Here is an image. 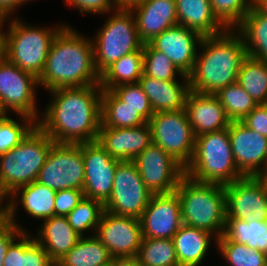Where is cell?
I'll return each instance as SVG.
<instances>
[{
    "label": "cell",
    "mask_w": 267,
    "mask_h": 266,
    "mask_svg": "<svg viewBox=\"0 0 267 266\" xmlns=\"http://www.w3.org/2000/svg\"><path fill=\"white\" fill-rule=\"evenodd\" d=\"M175 192L180 198L182 223L214 234L216 243L226 226L224 186L195 181L184 174Z\"/></svg>",
    "instance_id": "4"
},
{
    "label": "cell",
    "mask_w": 267,
    "mask_h": 266,
    "mask_svg": "<svg viewBox=\"0 0 267 266\" xmlns=\"http://www.w3.org/2000/svg\"><path fill=\"white\" fill-rule=\"evenodd\" d=\"M97 141L111 157L134 160L152 143L151 129L148 122L132 128L99 127Z\"/></svg>",
    "instance_id": "20"
},
{
    "label": "cell",
    "mask_w": 267,
    "mask_h": 266,
    "mask_svg": "<svg viewBox=\"0 0 267 266\" xmlns=\"http://www.w3.org/2000/svg\"><path fill=\"white\" fill-rule=\"evenodd\" d=\"M224 235L230 241L245 244L267 255V220L226 218Z\"/></svg>",
    "instance_id": "32"
},
{
    "label": "cell",
    "mask_w": 267,
    "mask_h": 266,
    "mask_svg": "<svg viewBox=\"0 0 267 266\" xmlns=\"http://www.w3.org/2000/svg\"><path fill=\"white\" fill-rule=\"evenodd\" d=\"M212 233L182 224L172 238L179 266H199L208 253Z\"/></svg>",
    "instance_id": "27"
},
{
    "label": "cell",
    "mask_w": 267,
    "mask_h": 266,
    "mask_svg": "<svg viewBox=\"0 0 267 266\" xmlns=\"http://www.w3.org/2000/svg\"><path fill=\"white\" fill-rule=\"evenodd\" d=\"M264 184L266 190H267V166L261 173L257 176Z\"/></svg>",
    "instance_id": "54"
},
{
    "label": "cell",
    "mask_w": 267,
    "mask_h": 266,
    "mask_svg": "<svg viewBox=\"0 0 267 266\" xmlns=\"http://www.w3.org/2000/svg\"><path fill=\"white\" fill-rule=\"evenodd\" d=\"M29 1H32V0H18V7H20L21 5Z\"/></svg>",
    "instance_id": "55"
},
{
    "label": "cell",
    "mask_w": 267,
    "mask_h": 266,
    "mask_svg": "<svg viewBox=\"0 0 267 266\" xmlns=\"http://www.w3.org/2000/svg\"><path fill=\"white\" fill-rule=\"evenodd\" d=\"M102 91L100 84L50 90L53 101L37 125L56 143L96 141L101 126Z\"/></svg>",
    "instance_id": "1"
},
{
    "label": "cell",
    "mask_w": 267,
    "mask_h": 266,
    "mask_svg": "<svg viewBox=\"0 0 267 266\" xmlns=\"http://www.w3.org/2000/svg\"><path fill=\"white\" fill-rule=\"evenodd\" d=\"M38 78L21 70L6 58L0 59V111L8 114L12 110L17 115L33 118L37 123L36 90ZM38 120V121H37Z\"/></svg>",
    "instance_id": "12"
},
{
    "label": "cell",
    "mask_w": 267,
    "mask_h": 266,
    "mask_svg": "<svg viewBox=\"0 0 267 266\" xmlns=\"http://www.w3.org/2000/svg\"><path fill=\"white\" fill-rule=\"evenodd\" d=\"M147 123L136 109L121 101L111 90L101 94V126L112 128H132Z\"/></svg>",
    "instance_id": "31"
},
{
    "label": "cell",
    "mask_w": 267,
    "mask_h": 266,
    "mask_svg": "<svg viewBox=\"0 0 267 266\" xmlns=\"http://www.w3.org/2000/svg\"><path fill=\"white\" fill-rule=\"evenodd\" d=\"M244 41L247 56L267 61V15L254 6L234 28Z\"/></svg>",
    "instance_id": "28"
},
{
    "label": "cell",
    "mask_w": 267,
    "mask_h": 266,
    "mask_svg": "<svg viewBox=\"0 0 267 266\" xmlns=\"http://www.w3.org/2000/svg\"><path fill=\"white\" fill-rule=\"evenodd\" d=\"M241 122L249 129L267 137V104L257 105Z\"/></svg>",
    "instance_id": "45"
},
{
    "label": "cell",
    "mask_w": 267,
    "mask_h": 266,
    "mask_svg": "<svg viewBox=\"0 0 267 266\" xmlns=\"http://www.w3.org/2000/svg\"><path fill=\"white\" fill-rule=\"evenodd\" d=\"M143 64V73L155 79L176 80V75H180L182 80L185 76L164 53L155 50L149 43L143 44Z\"/></svg>",
    "instance_id": "38"
},
{
    "label": "cell",
    "mask_w": 267,
    "mask_h": 266,
    "mask_svg": "<svg viewBox=\"0 0 267 266\" xmlns=\"http://www.w3.org/2000/svg\"><path fill=\"white\" fill-rule=\"evenodd\" d=\"M148 123L152 143L160 146L185 169L192 159L196 140L185 109L155 112Z\"/></svg>",
    "instance_id": "9"
},
{
    "label": "cell",
    "mask_w": 267,
    "mask_h": 266,
    "mask_svg": "<svg viewBox=\"0 0 267 266\" xmlns=\"http://www.w3.org/2000/svg\"><path fill=\"white\" fill-rule=\"evenodd\" d=\"M91 40L95 67L100 75L118 59L138 51L143 46L134 15L131 10L125 9H115L104 26L98 30L95 39Z\"/></svg>",
    "instance_id": "8"
},
{
    "label": "cell",
    "mask_w": 267,
    "mask_h": 266,
    "mask_svg": "<svg viewBox=\"0 0 267 266\" xmlns=\"http://www.w3.org/2000/svg\"><path fill=\"white\" fill-rule=\"evenodd\" d=\"M237 83L257 105L267 104V61L247 56L242 61Z\"/></svg>",
    "instance_id": "33"
},
{
    "label": "cell",
    "mask_w": 267,
    "mask_h": 266,
    "mask_svg": "<svg viewBox=\"0 0 267 266\" xmlns=\"http://www.w3.org/2000/svg\"><path fill=\"white\" fill-rule=\"evenodd\" d=\"M85 170L82 143L54 142L37 182L55 191L83 189Z\"/></svg>",
    "instance_id": "10"
},
{
    "label": "cell",
    "mask_w": 267,
    "mask_h": 266,
    "mask_svg": "<svg viewBox=\"0 0 267 266\" xmlns=\"http://www.w3.org/2000/svg\"><path fill=\"white\" fill-rule=\"evenodd\" d=\"M185 112L195 137L228 128L231 123L214 94L190 91L185 102Z\"/></svg>",
    "instance_id": "22"
},
{
    "label": "cell",
    "mask_w": 267,
    "mask_h": 266,
    "mask_svg": "<svg viewBox=\"0 0 267 266\" xmlns=\"http://www.w3.org/2000/svg\"><path fill=\"white\" fill-rule=\"evenodd\" d=\"M143 46L131 54L125 55L110 65L100 75V86L103 90H112L124 84L138 83L143 75Z\"/></svg>",
    "instance_id": "29"
},
{
    "label": "cell",
    "mask_w": 267,
    "mask_h": 266,
    "mask_svg": "<svg viewBox=\"0 0 267 266\" xmlns=\"http://www.w3.org/2000/svg\"><path fill=\"white\" fill-rule=\"evenodd\" d=\"M99 82L91 38L65 25L53 38L38 85L50 91Z\"/></svg>",
    "instance_id": "2"
},
{
    "label": "cell",
    "mask_w": 267,
    "mask_h": 266,
    "mask_svg": "<svg viewBox=\"0 0 267 266\" xmlns=\"http://www.w3.org/2000/svg\"><path fill=\"white\" fill-rule=\"evenodd\" d=\"M219 253L230 266H267V255L245 244L230 241L224 234L216 240Z\"/></svg>",
    "instance_id": "36"
},
{
    "label": "cell",
    "mask_w": 267,
    "mask_h": 266,
    "mask_svg": "<svg viewBox=\"0 0 267 266\" xmlns=\"http://www.w3.org/2000/svg\"><path fill=\"white\" fill-rule=\"evenodd\" d=\"M65 26L52 29L29 26L18 18L10 20L6 35L5 58L21 70L39 78L56 34Z\"/></svg>",
    "instance_id": "7"
},
{
    "label": "cell",
    "mask_w": 267,
    "mask_h": 266,
    "mask_svg": "<svg viewBox=\"0 0 267 266\" xmlns=\"http://www.w3.org/2000/svg\"><path fill=\"white\" fill-rule=\"evenodd\" d=\"M20 266H56V264L35 237L23 231V254H21Z\"/></svg>",
    "instance_id": "42"
},
{
    "label": "cell",
    "mask_w": 267,
    "mask_h": 266,
    "mask_svg": "<svg viewBox=\"0 0 267 266\" xmlns=\"http://www.w3.org/2000/svg\"><path fill=\"white\" fill-rule=\"evenodd\" d=\"M104 210L102 202L83 197L66 217L69 225L79 236L84 237V232L89 231V229L94 231L95 235Z\"/></svg>",
    "instance_id": "37"
},
{
    "label": "cell",
    "mask_w": 267,
    "mask_h": 266,
    "mask_svg": "<svg viewBox=\"0 0 267 266\" xmlns=\"http://www.w3.org/2000/svg\"><path fill=\"white\" fill-rule=\"evenodd\" d=\"M67 5L79 9L80 13L103 14L111 13L115 8L112 0H64ZM113 7V8H112ZM112 9V10H111Z\"/></svg>",
    "instance_id": "44"
},
{
    "label": "cell",
    "mask_w": 267,
    "mask_h": 266,
    "mask_svg": "<svg viewBox=\"0 0 267 266\" xmlns=\"http://www.w3.org/2000/svg\"><path fill=\"white\" fill-rule=\"evenodd\" d=\"M8 247L2 266H20L23 254V232ZM17 242V243H16Z\"/></svg>",
    "instance_id": "47"
},
{
    "label": "cell",
    "mask_w": 267,
    "mask_h": 266,
    "mask_svg": "<svg viewBox=\"0 0 267 266\" xmlns=\"http://www.w3.org/2000/svg\"><path fill=\"white\" fill-rule=\"evenodd\" d=\"M112 259L109 250L92 233L91 236L80 237L56 266H108Z\"/></svg>",
    "instance_id": "30"
},
{
    "label": "cell",
    "mask_w": 267,
    "mask_h": 266,
    "mask_svg": "<svg viewBox=\"0 0 267 266\" xmlns=\"http://www.w3.org/2000/svg\"><path fill=\"white\" fill-rule=\"evenodd\" d=\"M19 116L21 124L7 114L0 115V156L16 147L37 125L33 118Z\"/></svg>",
    "instance_id": "39"
},
{
    "label": "cell",
    "mask_w": 267,
    "mask_h": 266,
    "mask_svg": "<svg viewBox=\"0 0 267 266\" xmlns=\"http://www.w3.org/2000/svg\"><path fill=\"white\" fill-rule=\"evenodd\" d=\"M137 257L113 258L108 266H139Z\"/></svg>",
    "instance_id": "49"
},
{
    "label": "cell",
    "mask_w": 267,
    "mask_h": 266,
    "mask_svg": "<svg viewBox=\"0 0 267 266\" xmlns=\"http://www.w3.org/2000/svg\"><path fill=\"white\" fill-rule=\"evenodd\" d=\"M56 192L57 191L54 189L42 185L37 181L16 188L11 194H9L7 199L9 206L7 220L18 226L19 229L23 230L14 219L17 210L16 203L19 199L25 212L31 217L36 219L38 218L39 220H45L55 216L54 205ZM19 196L20 198L18 199Z\"/></svg>",
    "instance_id": "23"
},
{
    "label": "cell",
    "mask_w": 267,
    "mask_h": 266,
    "mask_svg": "<svg viewBox=\"0 0 267 266\" xmlns=\"http://www.w3.org/2000/svg\"><path fill=\"white\" fill-rule=\"evenodd\" d=\"M18 7V0H0V15L9 17Z\"/></svg>",
    "instance_id": "48"
},
{
    "label": "cell",
    "mask_w": 267,
    "mask_h": 266,
    "mask_svg": "<svg viewBox=\"0 0 267 266\" xmlns=\"http://www.w3.org/2000/svg\"><path fill=\"white\" fill-rule=\"evenodd\" d=\"M145 0H112L115 9L130 10Z\"/></svg>",
    "instance_id": "51"
},
{
    "label": "cell",
    "mask_w": 267,
    "mask_h": 266,
    "mask_svg": "<svg viewBox=\"0 0 267 266\" xmlns=\"http://www.w3.org/2000/svg\"><path fill=\"white\" fill-rule=\"evenodd\" d=\"M83 197V190L80 189L58 190L55 195V216L66 217Z\"/></svg>",
    "instance_id": "43"
},
{
    "label": "cell",
    "mask_w": 267,
    "mask_h": 266,
    "mask_svg": "<svg viewBox=\"0 0 267 266\" xmlns=\"http://www.w3.org/2000/svg\"><path fill=\"white\" fill-rule=\"evenodd\" d=\"M226 29L214 36L202 37L192 72L188 75L190 91L216 94L237 82L242 61L247 57L244 41L239 33Z\"/></svg>",
    "instance_id": "3"
},
{
    "label": "cell",
    "mask_w": 267,
    "mask_h": 266,
    "mask_svg": "<svg viewBox=\"0 0 267 266\" xmlns=\"http://www.w3.org/2000/svg\"><path fill=\"white\" fill-rule=\"evenodd\" d=\"M121 101L136 109L147 122L154 115L148 97L145 95L139 83L124 84L111 90Z\"/></svg>",
    "instance_id": "41"
},
{
    "label": "cell",
    "mask_w": 267,
    "mask_h": 266,
    "mask_svg": "<svg viewBox=\"0 0 267 266\" xmlns=\"http://www.w3.org/2000/svg\"><path fill=\"white\" fill-rule=\"evenodd\" d=\"M139 219L142 237L172 239L183 224L179 196L153 194Z\"/></svg>",
    "instance_id": "18"
},
{
    "label": "cell",
    "mask_w": 267,
    "mask_h": 266,
    "mask_svg": "<svg viewBox=\"0 0 267 266\" xmlns=\"http://www.w3.org/2000/svg\"><path fill=\"white\" fill-rule=\"evenodd\" d=\"M146 188L152 194L175 192L184 168L160 146L151 143L134 160Z\"/></svg>",
    "instance_id": "13"
},
{
    "label": "cell",
    "mask_w": 267,
    "mask_h": 266,
    "mask_svg": "<svg viewBox=\"0 0 267 266\" xmlns=\"http://www.w3.org/2000/svg\"><path fill=\"white\" fill-rule=\"evenodd\" d=\"M9 195L3 190V188L0 185V223L4 222L7 220L8 217V202L6 204H2L4 200H6ZM4 205V206H1Z\"/></svg>",
    "instance_id": "52"
},
{
    "label": "cell",
    "mask_w": 267,
    "mask_h": 266,
    "mask_svg": "<svg viewBox=\"0 0 267 266\" xmlns=\"http://www.w3.org/2000/svg\"><path fill=\"white\" fill-rule=\"evenodd\" d=\"M25 230L19 229L9 220L0 223V266L3 265L9 245Z\"/></svg>",
    "instance_id": "46"
},
{
    "label": "cell",
    "mask_w": 267,
    "mask_h": 266,
    "mask_svg": "<svg viewBox=\"0 0 267 266\" xmlns=\"http://www.w3.org/2000/svg\"><path fill=\"white\" fill-rule=\"evenodd\" d=\"M82 156L84 197L104 204L111 195L115 170L120 160L111 157L97 140L82 143Z\"/></svg>",
    "instance_id": "15"
},
{
    "label": "cell",
    "mask_w": 267,
    "mask_h": 266,
    "mask_svg": "<svg viewBox=\"0 0 267 266\" xmlns=\"http://www.w3.org/2000/svg\"><path fill=\"white\" fill-rule=\"evenodd\" d=\"M214 95L219 99L231 121H242L257 106L237 82L225 86Z\"/></svg>",
    "instance_id": "35"
},
{
    "label": "cell",
    "mask_w": 267,
    "mask_h": 266,
    "mask_svg": "<svg viewBox=\"0 0 267 266\" xmlns=\"http://www.w3.org/2000/svg\"><path fill=\"white\" fill-rule=\"evenodd\" d=\"M153 194L146 188L133 160L119 161L105 211L140 218Z\"/></svg>",
    "instance_id": "11"
},
{
    "label": "cell",
    "mask_w": 267,
    "mask_h": 266,
    "mask_svg": "<svg viewBox=\"0 0 267 266\" xmlns=\"http://www.w3.org/2000/svg\"><path fill=\"white\" fill-rule=\"evenodd\" d=\"M228 131L237 170L244 177L258 176L267 166V137L241 121H231Z\"/></svg>",
    "instance_id": "17"
},
{
    "label": "cell",
    "mask_w": 267,
    "mask_h": 266,
    "mask_svg": "<svg viewBox=\"0 0 267 266\" xmlns=\"http://www.w3.org/2000/svg\"><path fill=\"white\" fill-rule=\"evenodd\" d=\"M7 16L0 15V59L5 58L6 54V35L5 30H2L4 23L6 22ZM4 22V23H3ZM3 31V32H2Z\"/></svg>",
    "instance_id": "50"
},
{
    "label": "cell",
    "mask_w": 267,
    "mask_h": 266,
    "mask_svg": "<svg viewBox=\"0 0 267 266\" xmlns=\"http://www.w3.org/2000/svg\"><path fill=\"white\" fill-rule=\"evenodd\" d=\"M130 10L143 44L149 43L166 29L178 25L175 0H145Z\"/></svg>",
    "instance_id": "21"
},
{
    "label": "cell",
    "mask_w": 267,
    "mask_h": 266,
    "mask_svg": "<svg viewBox=\"0 0 267 266\" xmlns=\"http://www.w3.org/2000/svg\"><path fill=\"white\" fill-rule=\"evenodd\" d=\"M202 36L194 30L182 25L166 29L149 44L157 51L164 53L172 63L185 75H189L194 67L197 44Z\"/></svg>",
    "instance_id": "19"
},
{
    "label": "cell",
    "mask_w": 267,
    "mask_h": 266,
    "mask_svg": "<svg viewBox=\"0 0 267 266\" xmlns=\"http://www.w3.org/2000/svg\"><path fill=\"white\" fill-rule=\"evenodd\" d=\"M180 83L176 80H159L144 73L138 83L148 97L155 112L175 111L185 109L187 95L190 92L189 77L185 75Z\"/></svg>",
    "instance_id": "24"
},
{
    "label": "cell",
    "mask_w": 267,
    "mask_h": 266,
    "mask_svg": "<svg viewBox=\"0 0 267 266\" xmlns=\"http://www.w3.org/2000/svg\"><path fill=\"white\" fill-rule=\"evenodd\" d=\"M178 25L202 37L223 33L227 28L214 15L209 0H175Z\"/></svg>",
    "instance_id": "26"
},
{
    "label": "cell",
    "mask_w": 267,
    "mask_h": 266,
    "mask_svg": "<svg viewBox=\"0 0 267 266\" xmlns=\"http://www.w3.org/2000/svg\"><path fill=\"white\" fill-rule=\"evenodd\" d=\"M209 1L214 15L227 29H234L253 7L251 0Z\"/></svg>",
    "instance_id": "40"
},
{
    "label": "cell",
    "mask_w": 267,
    "mask_h": 266,
    "mask_svg": "<svg viewBox=\"0 0 267 266\" xmlns=\"http://www.w3.org/2000/svg\"><path fill=\"white\" fill-rule=\"evenodd\" d=\"M253 6L259 11L267 15V0H256Z\"/></svg>",
    "instance_id": "53"
},
{
    "label": "cell",
    "mask_w": 267,
    "mask_h": 266,
    "mask_svg": "<svg viewBox=\"0 0 267 266\" xmlns=\"http://www.w3.org/2000/svg\"><path fill=\"white\" fill-rule=\"evenodd\" d=\"M38 233L35 240L55 264L77 244L81 237L69 225L67 217L62 216L45 219Z\"/></svg>",
    "instance_id": "25"
},
{
    "label": "cell",
    "mask_w": 267,
    "mask_h": 266,
    "mask_svg": "<svg viewBox=\"0 0 267 266\" xmlns=\"http://www.w3.org/2000/svg\"><path fill=\"white\" fill-rule=\"evenodd\" d=\"M224 189L226 218L267 220V190L257 176L242 177Z\"/></svg>",
    "instance_id": "16"
},
{
    "label": "cell",
    "mask_w": 267,
    "mask_h": 266,
    "mask_svg": "<svg viewBox=\"0 0 267 266\" xmlns=\"http://www.w3.org/2000/svg\"><path fill=\"white\" fill-rule=\"evenodd\" d=\"M184 174L195 181L226 186L244 177L235 164L228 128L196 137Z\"/></svg>",
    "instance_id": "5"
},
{
    "label": "cell",
    "mask_w": 267,
    "mask_h": 266,
    "mask_svg": "<svg viewBox=\"0 0 267 266\" xmlns=\"http://www.w3.org/2000/svg\"><path fill=\"white\" fill-rule=\"evenodd\" d=\"M137 258L144 266H179L172 239L142 237Z\"/></svg>",
    "instance_id": "34"
},
{
    "label": "cell",
    "mask_w": 267,
    "mask_h": 266,
    "mask_svg": "<svg viewBox=\"0 0 267 266\" xmlns=\"http://www.w3.org/2000/svg\"><path fill=\"white\" fill-rule=\"evenodd\" d=\"M53 143L36 125L16 147L0 156V185L8 195L37 181Z\"/></svg>",
    "instance_id": "6"
},
{
    "label": "cell",
    "mask_w": 267,
    "mask_h": 266,
    "mask_svg": "<svg viewBox=\"0 0 267 266\" xmlns=\"http://www.w3.org/2000/svg\"><path fill=\"white\" fill-rule=\"evenodd\" d=\"M95 236L113 258L137 257L142 241L140 219L104 210Z\"/></svg>",
    "instance_id": "14"
}]
</instances>
